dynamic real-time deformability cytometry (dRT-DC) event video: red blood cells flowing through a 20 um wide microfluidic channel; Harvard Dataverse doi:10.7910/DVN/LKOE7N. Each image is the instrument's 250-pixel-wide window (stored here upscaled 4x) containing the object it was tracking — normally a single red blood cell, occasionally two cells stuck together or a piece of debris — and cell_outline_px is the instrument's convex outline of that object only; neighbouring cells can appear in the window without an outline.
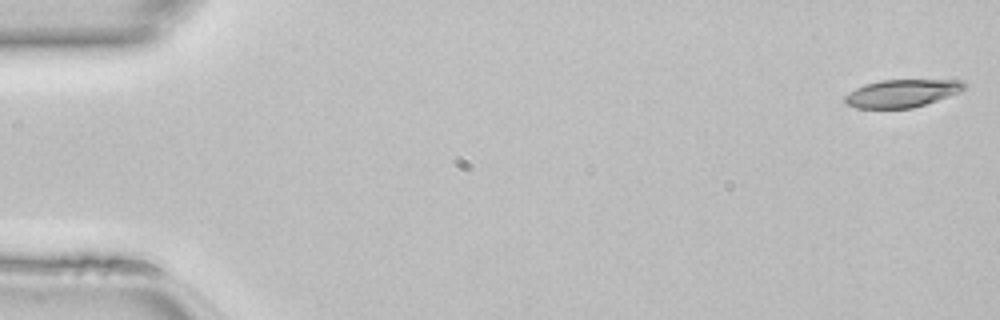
{"species": "common noctule bat (a hibernating species)", "species_latin": "Nyctalus noctula", "temperature_condition": "room temperature", "stored_images_in_passage": 47, "camera_frame_rate_fps": 3000, "um_per_image_px": 0.085, "animal": {"sex": "female", "body_mass_g": 22.7, "forearm_length_mm": 54.2}, "frame": {"image": 1, "passage_image": 1, "time_ms": 0.0, "image_size_px": [1000, 320], "cell_outline_px": [[968, 88], [960, 92], [912, 108], [856, 108], [848, 104], [844, 100], [844, 96], [848, 92], [864, 84], [880, 80], [960, 80]], "centroid_in_image_um": [76.64, 7.92], "position_along_channel_um": 8.4, "area_um2": 19.19}}
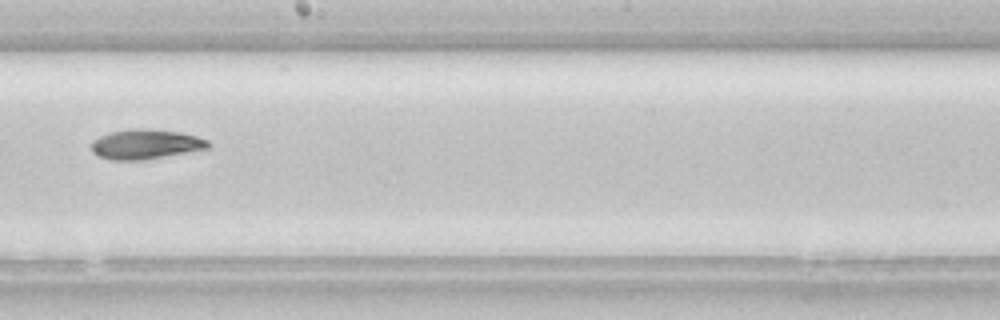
{"frame": {"image": 2, "passage_image": 27, "time_ms": 8.667, "image_size_px": [1000, 320], "cell_outline_px": [[212, 144], [208, 148], [144, 160], [112, 160], [96, 156], [92, 152], [92, 140], [108, 132], [136, 128], [140, 128], [180, 132], [196, 136], [208, 140]], "centroid_in_image_um": [12.35, 12.26], "position_along_channel_um": 235.8, "area_um2": 20.29}}
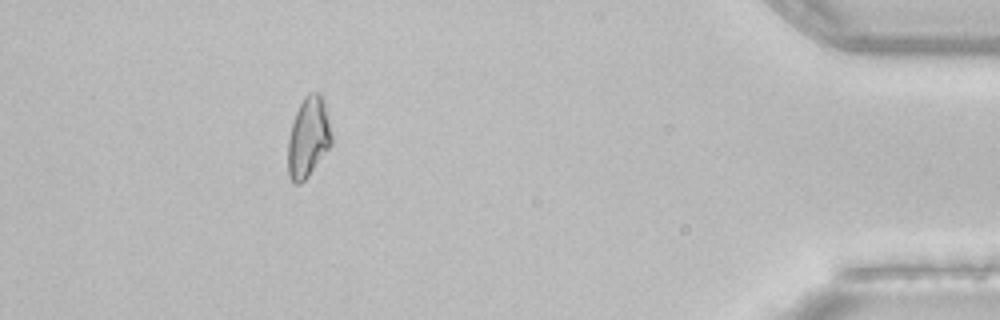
{"frame": {"image": 3, "passage_image": 43, "time_ms": 14.0, "image_size_px": [1000, 320], "cell_outline_px": [[332, 144], [308, 176], [300, 184], [292, 184], [288, 176], [288, 140], [292, 124], [296, 112], [304, 96], [308, 92], [320, 92], [324, 96], [332, 136]], "centroid_in_image_um": [26.21, 11.65], "position_along_channel_um": 409.0, "area_um2": 20.63}}